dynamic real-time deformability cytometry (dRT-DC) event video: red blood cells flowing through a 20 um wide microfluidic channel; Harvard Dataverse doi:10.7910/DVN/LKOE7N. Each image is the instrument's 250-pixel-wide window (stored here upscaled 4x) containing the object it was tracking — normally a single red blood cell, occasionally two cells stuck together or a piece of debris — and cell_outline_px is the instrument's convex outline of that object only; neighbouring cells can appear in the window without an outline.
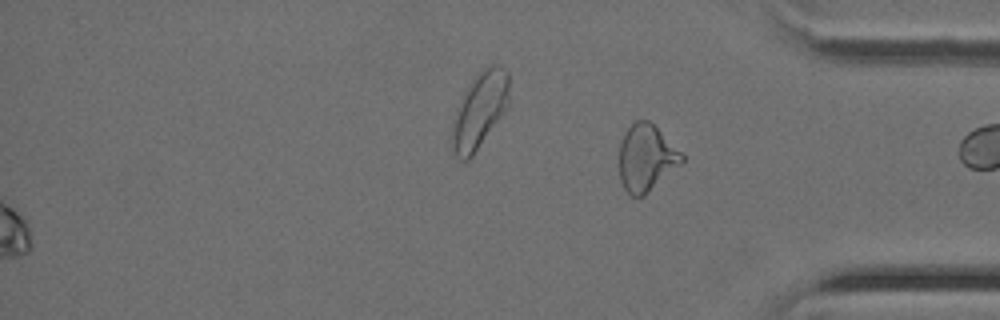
{"species": "Egyptian fruit bat (a non-hibernating species)", "species_latin": "Rousettus aegyptiacus", "temperature_condition": "cold", "stored_images_in_passage": 41, "segment_of_instrument_passage": [2, 2], "camera_frame_rate_fps": 3000, "um_per_image_px": 0.085, "animal": {"sex": "female"}, "frame": {"image": 1, "passage_image": 41, "time_ms": 13.333, "image_size_px": [1000, 320], "cell_outline_px": [[684, 160], [680, 164], [644, 196], [632, 196], [624, 188], [620, 180], [620, 144], [624, 132], [636, 120], [648, 120], [684, 156]], "centroid_in_image_um": [54.9, 13.43], "position_along_channel_um": 380.3, "area_um2": 23.7}}